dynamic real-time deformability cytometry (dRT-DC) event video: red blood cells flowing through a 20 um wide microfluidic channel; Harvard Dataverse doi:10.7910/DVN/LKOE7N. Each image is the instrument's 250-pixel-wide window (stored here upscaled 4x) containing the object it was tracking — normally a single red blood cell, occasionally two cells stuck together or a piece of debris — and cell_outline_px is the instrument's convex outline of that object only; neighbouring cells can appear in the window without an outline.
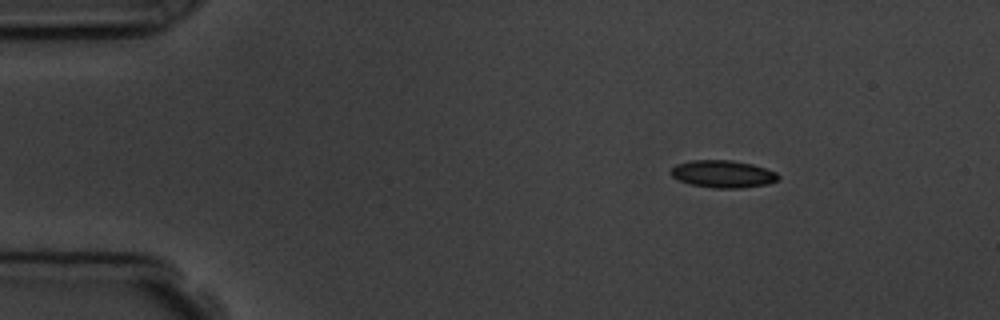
{"species": "common noctule bat (a hibernating species)", "species_latin": "Nyctalus noctula", "temperature_condition": "room temperature", "stored_images_in_passage": 6, "camera_frame_rate_fps": 3000, "um_per_image_px": 0.085, "animal": {"sex": "male", "body_mass_g": 19.5, "forearm_length_mm": 54.6}, "frame": {"image": 1, "passage_image": 2, "time_ms": 1.333, "image_size_px": [1000, 320], "cell_outline_px": [[780, 176], [776, 180], [768, 184], [740, 188], [716, 188], [692, 184], [680, 180], [672, 176], [668, 172], [676, 164], [692, 160], [732, 160], [752, 164], [776, 172]], "centroid_in_image_um": [61.44, 14.78], "position_along_channel_um": 23.6, "area_um2": 16.99}}
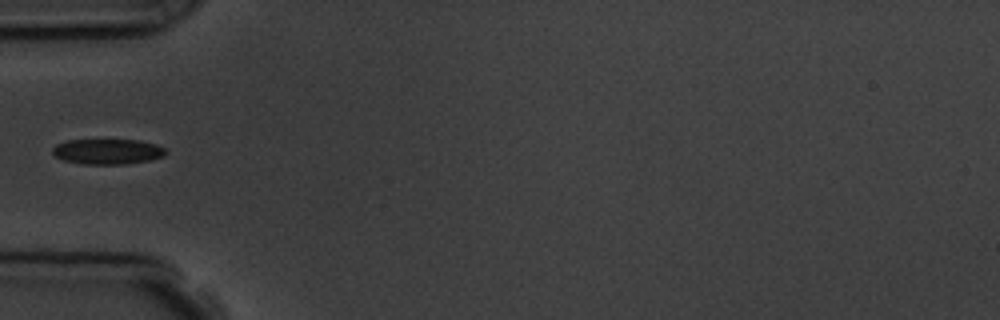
{"frame": {"image": 2, "passage_image": 5, "time_ms": 4.667, "image_size_px": [1000, 320], "cell_outline_px": [[168, 152], [164, 156], [148, 160], [124, 164], [84, 164], [64, 160], [56, 156], [52, 152], [52, 148], [56, 144], [68, 140], [140, 140], [156, 144], [164, 148]], "centroid_in_image_um": [9.15, 12.87], "position_along_channel_um": 75.8, "area_um2": 16.65}}